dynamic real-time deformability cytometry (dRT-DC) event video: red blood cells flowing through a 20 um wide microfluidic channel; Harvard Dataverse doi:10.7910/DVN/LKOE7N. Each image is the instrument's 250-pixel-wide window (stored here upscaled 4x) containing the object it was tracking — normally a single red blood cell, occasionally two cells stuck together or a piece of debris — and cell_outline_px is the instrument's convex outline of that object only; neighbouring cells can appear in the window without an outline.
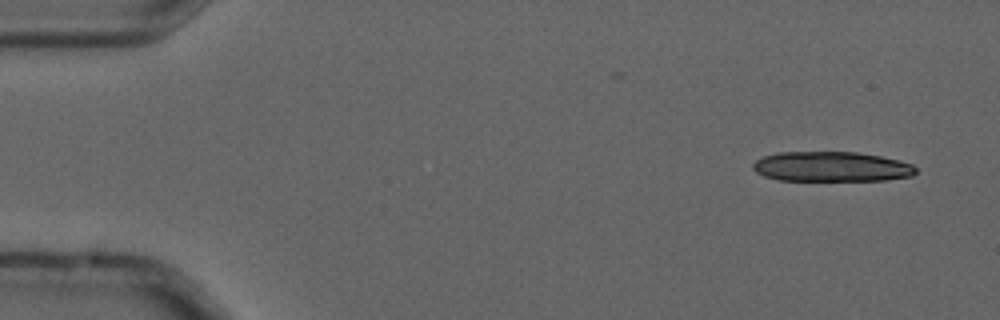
{"species": "common noctule bat (a hibernating species)", "species_latin": "Nyctalus noctula", "temperature_condition": "cold", "stored_images_in_passage": 5, "camera_frame_rate_fps": 3000, "um_per_image_px": 0.085, "animal": {"sex": "male", "forearm_length_mm": 52.5}, "frame": {"image": 1, "passage_image": 1, "time_ms": 0.0, "image_size_px": [1000, 320], "cell_outline_px": [[916, 172], [912, 176], [888, 180], [776, 180], [764, 176], [756, 172], [752, 168], [752, 164], [756, 160], [764, 156], [776, 152], [856, 152], [880, 156], [900, 160], [912, 164], [916, 168]], "centroid_in_image_um": [70.67, 14.16], "position_along_channel_um": 14.3, "area_um2": 28.55}}
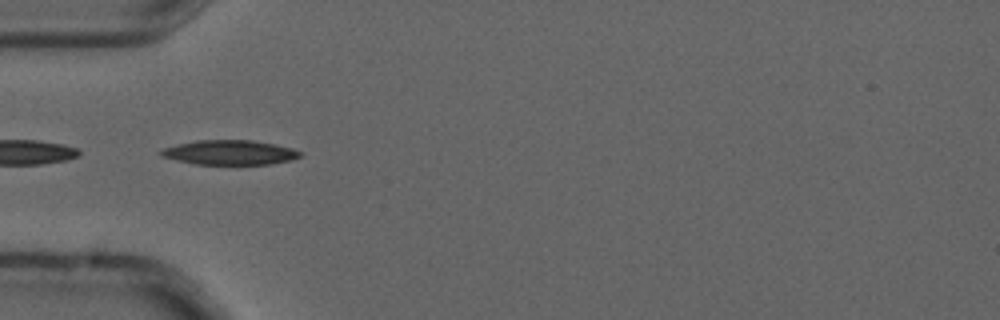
{"frame": {"image": 2, "passage_image": 5, "time_ms": 1.333, "image_size_px": [1000, 320], "cell_outline_px": [[304, 156], [292, 160], [272, 164], [196, 164], [176, 160], [160, 156], [160, 152], [164, 148], [196, 140], [252, 140], [276, 144], [292, 148], [304, 152]], "centroid_in_image_um": [19.62, 12.96], "position_along_channel_um": 65.4, "area_um2": 20.06}}